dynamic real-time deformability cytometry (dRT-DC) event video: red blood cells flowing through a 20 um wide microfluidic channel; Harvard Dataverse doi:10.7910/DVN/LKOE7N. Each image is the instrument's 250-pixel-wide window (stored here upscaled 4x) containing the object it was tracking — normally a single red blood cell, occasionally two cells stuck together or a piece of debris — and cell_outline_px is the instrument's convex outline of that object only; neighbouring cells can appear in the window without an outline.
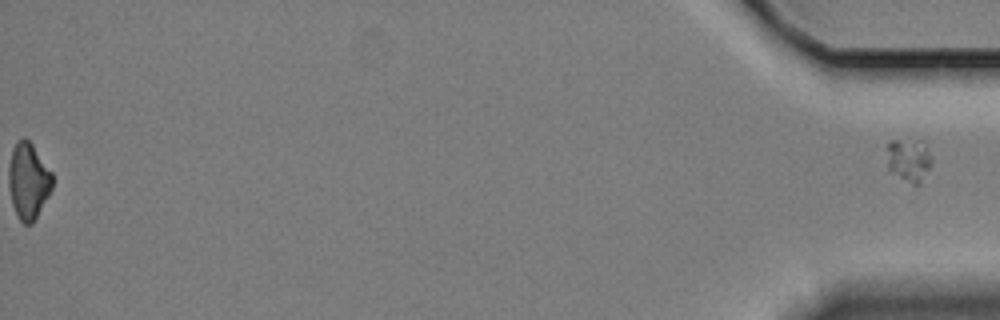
{"species": "Egyptian fruit bat (a non-hibernating species)", "species_latin": "Rousettus aegyptiacus", "temperature_condition": "cold", "stored_images_in_passage": 60, "segment_of_instrument_passage": [2, 2], "camera_frame_rate_fps": 3000, "um_per_image_px": 0.085, "animal": {"sex": "female"}, "frame": {"image": 1, "passage_image": 60, "time_ms": 19.667, "image_size_px": [1000, 320], "cell_outline_px": [[932, 164], [920, 184], [916, 188], [888, 172], [888, 144], [892, 140], [896, 140], [924, 144], [932, 156]], "centroid_in_image_um": [77.25, 13.72], "position_along_channel_um": 357.9, "area_um2": 11.33}}